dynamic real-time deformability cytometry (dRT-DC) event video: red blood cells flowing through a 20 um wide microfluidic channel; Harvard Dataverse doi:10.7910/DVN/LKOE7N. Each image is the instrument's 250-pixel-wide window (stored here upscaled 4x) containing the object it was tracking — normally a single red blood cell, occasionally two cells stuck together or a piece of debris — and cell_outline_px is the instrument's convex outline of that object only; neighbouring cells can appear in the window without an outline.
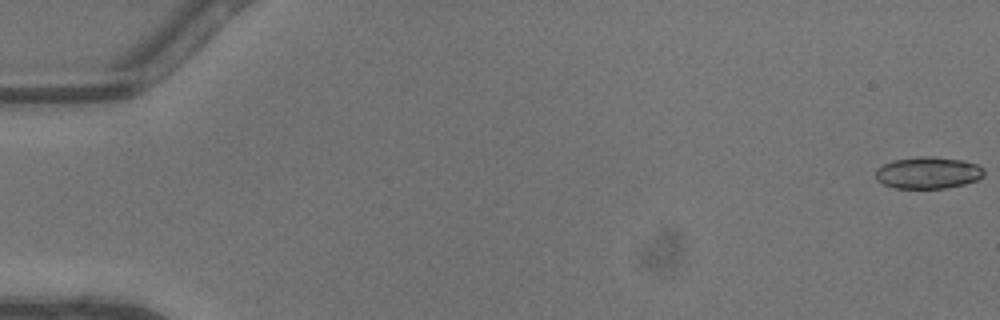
{"species": "common noctule bat (a hibernating species)", "species_latin": "Nyctalus noctula", "temperature_condition": "warm", "stored_images_in_passage": 5, "camera_frame_rate_fps": 3000, "um_per_image_px": 0.085, "animal": {"sex": "male", "body_mass_g": 13.3}, "frame": {"image": 1, "passage_image": 1, "time_ms": 0.0, "image_size_px": [1000, 320], "cell_outline_px": [[984, 176], [976, 180], [964, 184], [944, 188], [896, 188], [884, 184], [876, 180], [876, 168], [884, 164], [896, 160], [916, 156], [932, 156], [964, 160], [976, 164], [984, 168]], "centroid_in_image_um": [78.9, 14.67], "position_along_channel_um": 6.1, "area_um2": 20.11}}